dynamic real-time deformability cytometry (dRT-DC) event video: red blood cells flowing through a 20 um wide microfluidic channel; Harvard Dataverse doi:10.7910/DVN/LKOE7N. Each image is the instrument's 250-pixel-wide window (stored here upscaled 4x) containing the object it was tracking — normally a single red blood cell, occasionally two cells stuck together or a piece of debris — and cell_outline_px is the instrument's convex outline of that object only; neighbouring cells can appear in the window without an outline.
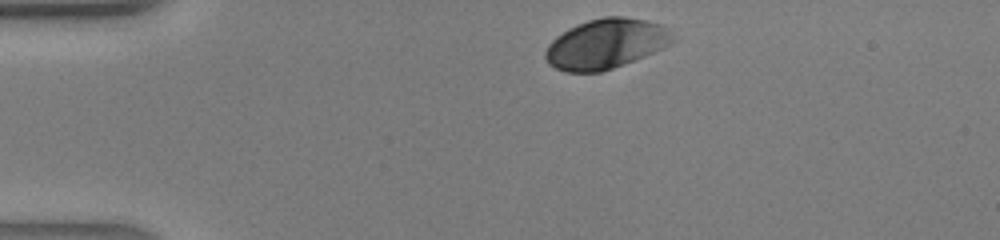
{"species": "human", "species_latin": "Homo sapiens", "temperature_condition": "warm", "stored_images_in_passage": 34, "camera_frame_rate_fps": 3000, "um_per_image_px": 0.085, "donor": {"sex": "male"}, "frame": {"image": 1, "passage_image": 1, "time_ms": 0.0, "image_size_px": [1000, 240], "cell_outline_px": [[676, 40], [672, 44], [644, 56], [612, 68], [600, 72], [564, 72], [548, 64], [544, 56], [544, 52], [548, 44], [556, 36], [568, 28], [576, 24], [588, 20], [604, 16], [624, 16], [648, 20], [660, 24], [668, 28], [676, 36]], "centroid_in_image_um": [51.51, 3.71], "position_along_channel_um": 33.5, "area_um2": 37.4}}
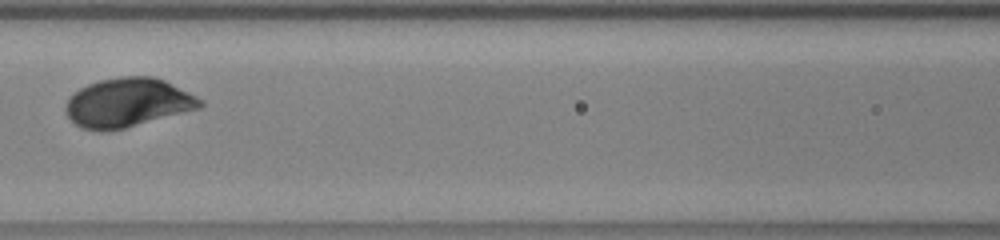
{"frame": {"image": 2, "passage_image": 12, "time_ms": 3.667, "image_size_px": [1000, 240], "cell_outline_px": [[204, 104], [200, 108], [124, 128], [100, 132], [84, 128], [76, 124], [64, 112], [64, 104], [80, 88], [88, 84], [100, 80], [120, 76], [152, 76], [164, 80], [204, 100]], "centroid_in_image_um": [10.85, 8.72], "position_along_channel_um": 155.8, "area_um2": 38.15}}
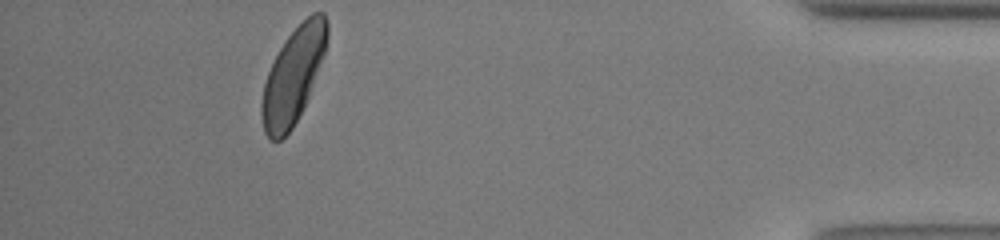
{"frame": {"image": 3, "passage_image": 31, "time_ms": 10.0, "image_size_px": [1000, 240], "cell_outline_px": [[328, 36], [324, 52], [308, 96], [292, 128], [280, 140], [272, 140], [264, 132], [260, 116], [260, 104], [264, 84], [268, 72], [280, 48], [288, 36], [312, 12], [324, 12], [328, 20]], "centroid_in_image_um": [24.9, 6.43], "position_along_channel_um": 410.3, "area_um2": 35.66}}